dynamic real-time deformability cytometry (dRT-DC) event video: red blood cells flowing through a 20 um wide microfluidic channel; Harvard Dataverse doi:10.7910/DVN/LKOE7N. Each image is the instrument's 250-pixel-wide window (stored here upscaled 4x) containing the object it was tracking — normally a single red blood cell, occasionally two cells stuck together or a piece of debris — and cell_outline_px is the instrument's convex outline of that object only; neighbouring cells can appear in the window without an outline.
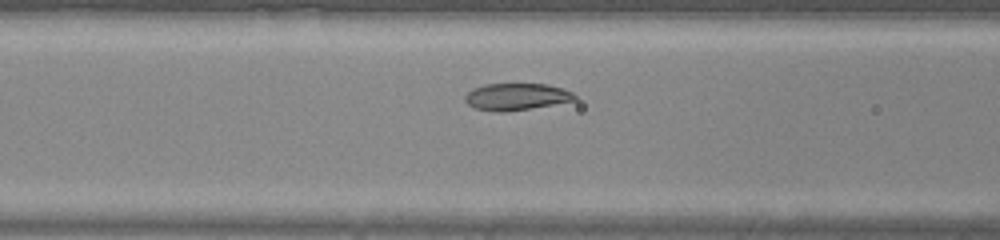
{"species": "common noctule bat (a hibernating species)", "species_latin": "Nyctalus noctula", "temperature_condition": "warm", "stored_images_in_passage": 37, "camera_frame_rate_fps": 3000, "um_per_image_px": 0.085, "animal": {"sex": "male", "body_mass_g": 20.0, "forearm_length_mm": 53.3}, "frame": {"image": 1, "passage_image": 11, "time_ms": 3.333, "image_size_px": [1000, 240], "cell_outline_px": [[576, 100], [508, 112], [496, 112], [476, 108], [468, 104], [464, 100], [464, 96], [472, 88], [484, 84], [548, 84], [572, 92], [576, 96]], "centroid_in_image_um": [43.86, 8.22], "position_along_channel_um": 122.7, "area_um2": 17.17}}
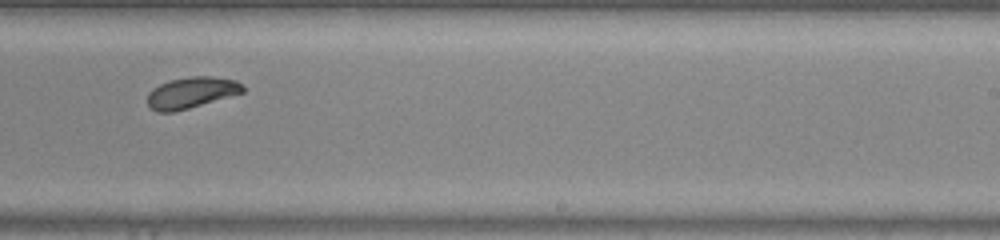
{"frame": {"image": 2, "passage_image": 21, "time_ms": 6.667, "image_size_px": [1000, 240], "cell_outline_px": [[244, 92], [188, 108], [172, 112], [156, 112], [148, 108], [148, 92], [152, 88], [168, 80], [192, 76], [212, 76], [236, 80], [244, 84]], "centroid_in_image_um": [16.24, 7.86], "position_along_channel_um": 272.8, "area_um2": 17.4}}
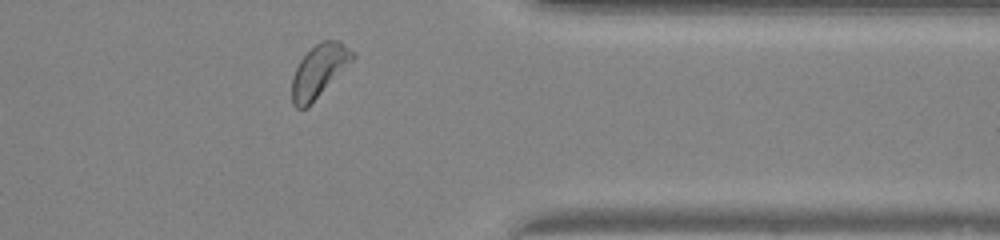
{"frame": {"image": 3, "passage_image": 29, "time_ms": 9.333, "image_size_px": [1000, 240], "cell_outline_px": [[356, 56], [308, 108], [296, 108], [292, 104], [292, 76], [300, 60], [320, 40], [340, 40], [356, 52]], "centroid_in_image_um": [27.13, 6.02], "position_along_channel_um": 384.3, "area_um2": 18.61}}